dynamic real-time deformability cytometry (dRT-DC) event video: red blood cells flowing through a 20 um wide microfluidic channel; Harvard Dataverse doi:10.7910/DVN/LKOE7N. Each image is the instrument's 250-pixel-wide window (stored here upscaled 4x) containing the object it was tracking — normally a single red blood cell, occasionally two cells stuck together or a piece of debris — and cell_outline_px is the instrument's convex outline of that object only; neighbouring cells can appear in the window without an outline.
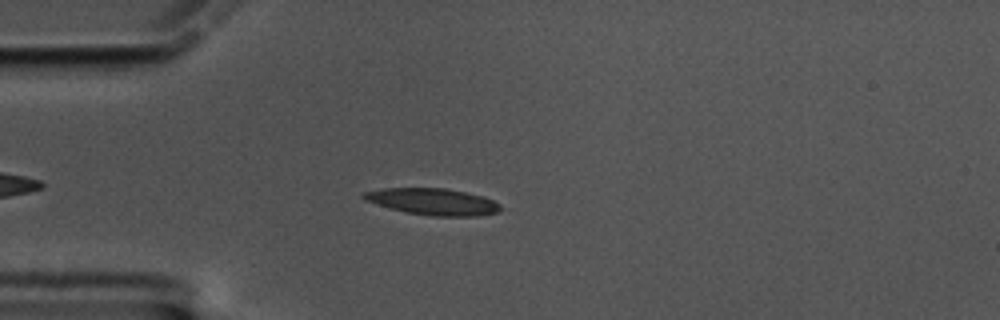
{"species": "common noctule bat (a hibernating species)", "species_latin": "Nyctalus noctula", "temperature_condition": "cold", "stored_images_in_passage": 49, "camera_frame_rate_fps": 3000, "um_per_image_px": 0.085, "animal": {"sex": "male", "body_mass_g": 17.5, "forearm_length_mm": 52.3}, "frame": {"image": 1, "passage_image": 6, "time_ms": 1.667, "image_size_px": [1000, 320], "cell_outline_px": [[500, 208], [496, 212], [480, 216], [432, 216], [404, 212], [364, 200], [360, 196], [360, 192], [384, 188], [444, 188], [484, 196], [500, 204]], "centroid_in_image_um": [36.74, 17.14], "position_along_channel_um": 48.3, "area_um2": 21.21}}
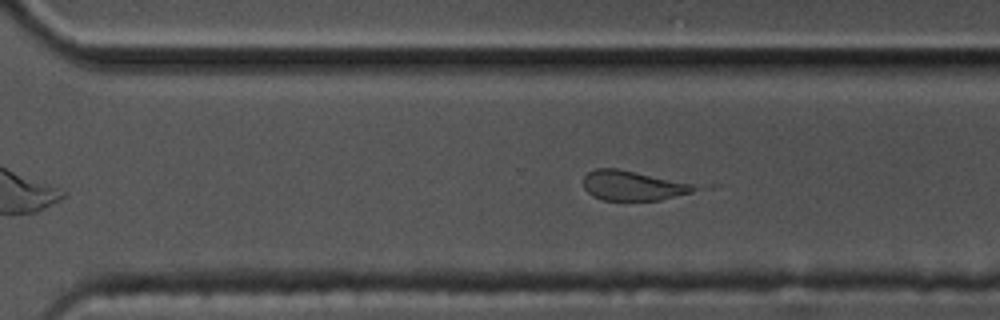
{"frame": {"image": 2, "passage_image": 31, "time_ms": 10.0, "image_size_px": [1000, 320], "cell_outline_px": [[716, 184], [712, 188], [660, 200], [604, 200], [592, 196], [584, 188], [584, 176], [588, 172], [596, 168], [616, 168]], "centroid_in_image_um": [54.21, 15.75], "position_along_channel_um": 316.4, "area_um2": 21.15}}
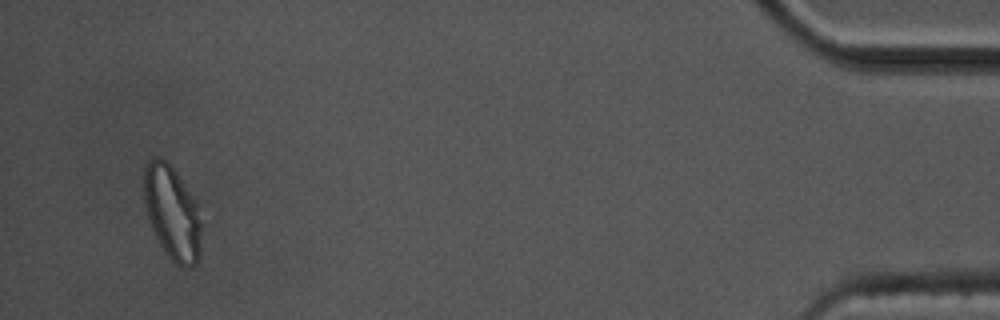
{"frame": {"image": 3, "passage_image": 47, "time_ms": 15.333, "image_size_px": [1000, 320], "cell_outline_px": [[200, 256], [196, 264], [188, 268], [180, 268], [164, 252], [148, 220], [144, 204], [144, 164], [148, 160], [156, 156], [168, 160], [176, 172], [196, 204], [200, 220]], "centroid_in_image_um": [14.6, 18.09], "position_along_channel_um": 420.6, "area_um2": 31.44}}